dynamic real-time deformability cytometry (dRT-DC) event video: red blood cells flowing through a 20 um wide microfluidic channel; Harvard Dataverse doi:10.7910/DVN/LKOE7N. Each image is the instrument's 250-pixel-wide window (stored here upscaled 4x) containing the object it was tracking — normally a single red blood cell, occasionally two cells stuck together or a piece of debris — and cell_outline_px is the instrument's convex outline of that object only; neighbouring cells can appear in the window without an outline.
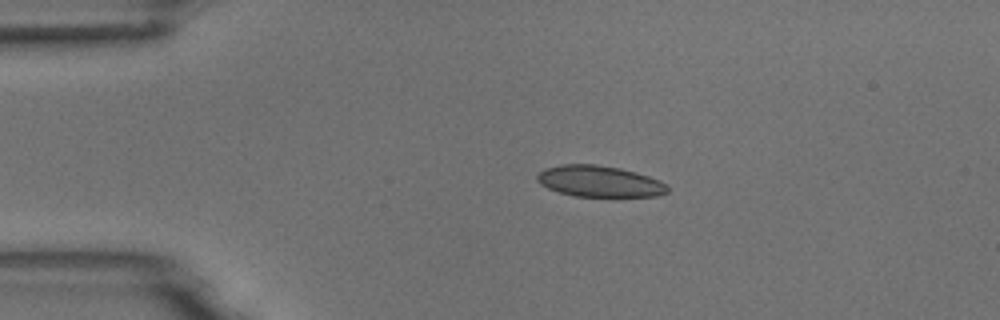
{"species": "common noctule bat (a hibernating species)", "species_latin": "Nyctalus noctula", "temperature_condition": "room temperature", "stored_images_in_passage": 3, "camera_frame_rate_fps": 3000, "um_per_image_px": 0.085, "animal": {"sex": "male", "body_mass_g": 18.8}, "frame": {"image": 1, "passage_image": 2, "time_ms": 1.0, "image_size_px": [1000, 320], "cell_outline_px": [[668, 192], [660, 196], [576, 196], [560, 192], [548, 188], [540, 184], [536, 180], [536, 176], [544, 168], [564, 164], [596, 164], [620, 168], [636, 172], [660, 180], [668, 184]], "centroid_in_image_um": [50.97, 15.41], "position_along_channel_um": 34.0, "area_um2": 23.76}}